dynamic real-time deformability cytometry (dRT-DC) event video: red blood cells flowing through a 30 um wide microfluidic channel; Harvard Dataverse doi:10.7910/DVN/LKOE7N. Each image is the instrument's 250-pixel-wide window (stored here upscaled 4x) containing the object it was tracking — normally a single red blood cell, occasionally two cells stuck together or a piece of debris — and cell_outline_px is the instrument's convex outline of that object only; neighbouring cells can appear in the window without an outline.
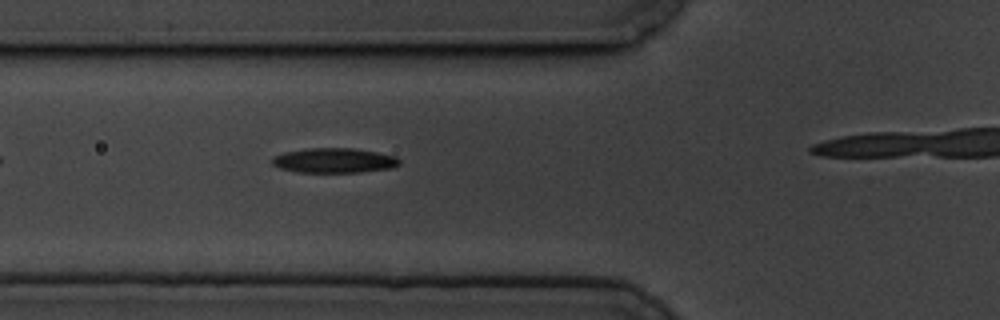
{"species": "common noctule bat (a hibernating species)", "species_latin": "Nyctalus noctula", "temperature_condition": "cold", "stored_images_in_passage": 12, "camera_frame_rate_fps": 3000, "um_per_image_px": 0.085, "animal": {"sex": "male", "body_mass_g": 19.5, "forearm_length_mm": 54.6}, "frame": {"image": 1, "passage_image": 4, "time_ms": 1.0, "image_size_px": [1000, 320], "cell_outline_px": [[400, 164], [392, 168], [360, 172], [300, 172], [280, 168], [272, 164], [272, 156], [284, 152], [304, 148], [352, 148], [376, 152], [396, 156], [400, 160]], "centroid_in_image_um": [28.39, 13.63], "position_along_channel_um": 97.4, "area_um2": 18.44}}
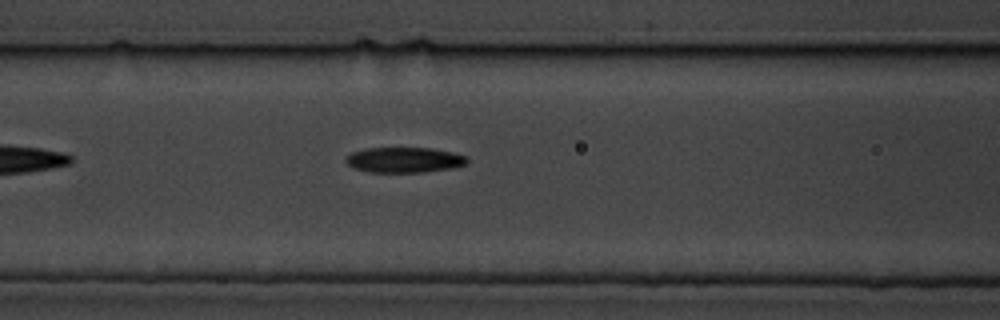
{"frame": {"image": 2, "passage_image": 7, "time_ms": 2.0, "image_size_px": [1000, 320], "cell_outline_px": [[468, 160], [464, 164], [452, 168], [420, 172], [368, 172], [352, 168], [344, 160], [352, 152], [364, 148], [432, 148], [452, 152], [468, 156]], "centroid_in_image_um": [34.34, 13.59], "position_along_channel_um": 132.3, "area_um2": 17.92}}